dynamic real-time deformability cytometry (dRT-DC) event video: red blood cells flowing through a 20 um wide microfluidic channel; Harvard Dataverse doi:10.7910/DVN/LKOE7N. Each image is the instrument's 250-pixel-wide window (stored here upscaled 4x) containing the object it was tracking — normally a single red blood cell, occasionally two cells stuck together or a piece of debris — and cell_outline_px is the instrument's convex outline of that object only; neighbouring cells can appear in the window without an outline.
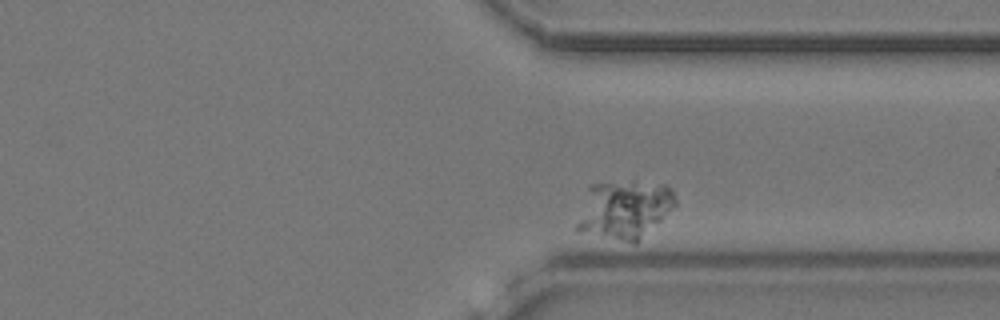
{"species": "common noctule bat (a hibernating species)", "species_latin": "Nyctalus noctula", "temperature_condition": "cold", "stored_images_in_passage": 30, "camera_frame_rate_fps": 3000, "um_per_image_px": 0.085, "animal": {"sex": "female", "body_mass_g": 24.6, "forearm_length_mm": 56.2}, "frame": {"image": 1, "passage_image": 28, "time_ms": 9.0, "image_size_px": [1000, 320], "cell_outline_px": [[676, 204], [636, 244], [632, 244], [580, 232], [576, 228], [576, 224], [588, 184], [632, 180], [664, 184], [672, 188], [676, 200]], "centroid_in_image_um": [53.05, 17.79], "position_along_channel_um": 358.4, "area_um2": 33.87}}